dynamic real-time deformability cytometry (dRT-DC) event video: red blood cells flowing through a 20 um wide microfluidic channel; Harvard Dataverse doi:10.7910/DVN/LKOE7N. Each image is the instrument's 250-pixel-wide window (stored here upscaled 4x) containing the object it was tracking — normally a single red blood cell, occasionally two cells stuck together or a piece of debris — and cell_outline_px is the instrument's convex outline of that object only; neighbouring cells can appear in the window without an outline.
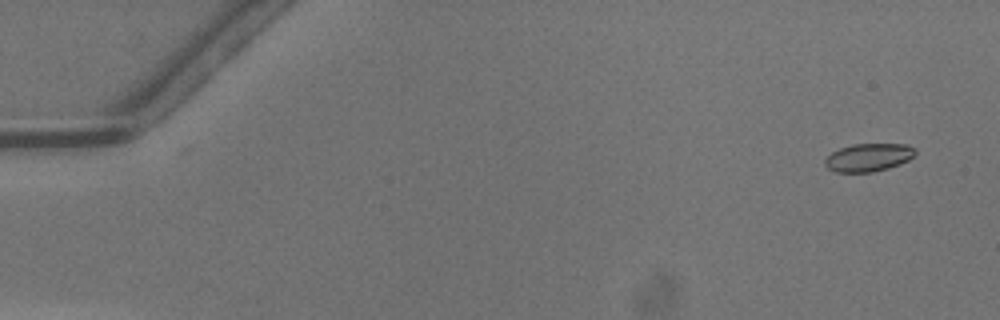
{"species": "common noctule bat (a hibernating species)", "species_latin": "Nyctalus noctula", "temperature_condition": "warm", "stored_images_in_passage": 3, "camera_frame_rate_fps": 3000, "um_per_image_px": 0.085, "animal": {"sex": "male", "body_mass_g": 13.3}, "frame": {"image": 1, "passage_image": 2, "time_ms": 0.333, "image_size_px": [1000, 320], "cell_outline_px": [[916, 152], [908, 160], [900, 164], [888, 168], [872, 172], [836, 172], [828, 168], [824, 164], [824, 160], [832, 152], [840, 148], [852, 144], [904, 144], [916, 148]], "centroid_in_image_um": [73.81, 13.38], "position_along_channel_um": 11.2, "area_um2": 14.68}}